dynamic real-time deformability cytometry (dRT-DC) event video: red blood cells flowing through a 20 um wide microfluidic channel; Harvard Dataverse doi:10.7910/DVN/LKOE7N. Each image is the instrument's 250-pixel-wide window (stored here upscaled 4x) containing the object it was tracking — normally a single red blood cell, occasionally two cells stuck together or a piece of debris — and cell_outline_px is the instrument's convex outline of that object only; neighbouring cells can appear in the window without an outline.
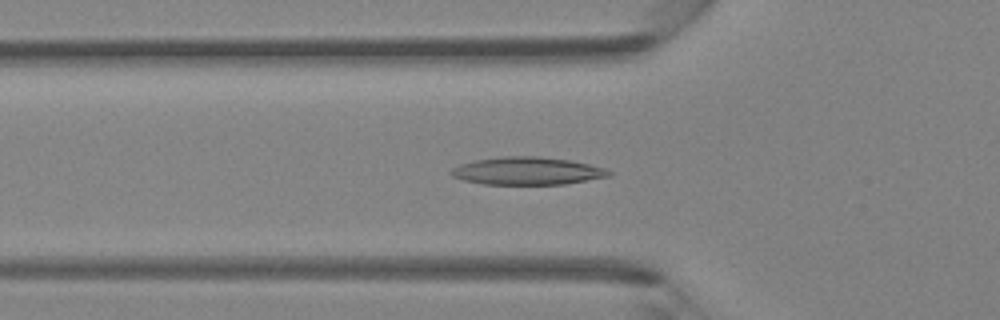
{"species": "Egyptian fruit bat (a non-hibernating species)", "species_latin": "Rousettus aegyptiacus", "temperature_condition": "room temperature", "stored_images_in_passage": 46, "segment_of_instrument_passage": [1, 2], "camera_frame_rate_fps": 3000, "um_per_image_px": 0.085, "animal": {"sex": "female"}, "frame": {"image": 1, "passage_image": 15, "time_ms": 4.667, "image_size_px": [1000, 320], "cell_outline_px": [[612, 176], [564, 184], [484, 184], [464, 180], [452, 176], [448, 172], [452, 168], [460, 164], [472, 160], [500, 156], [536, 156], [568, 160], [608, 168], [612, 172]], "centroid_in_image_um": [44.81, 14.52], "position_along_channel_um": 81.0, "area_um2": 25.61}}
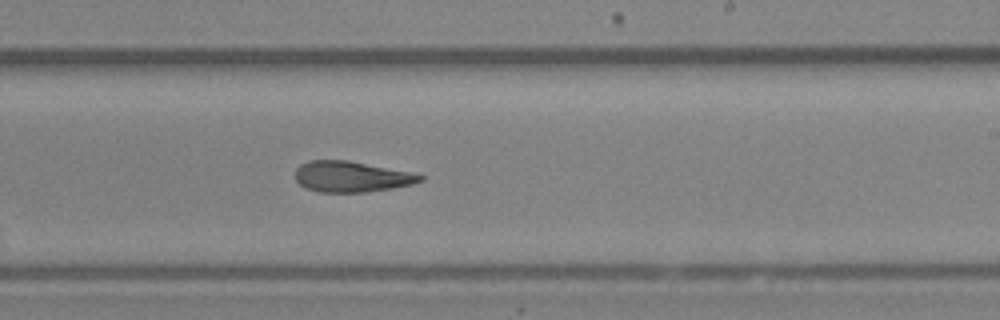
{"frame": {"image": 2, "passage_image": 27, "time_ms": 8.667, "image_size_px": [1000, 320], "cell_outline_px": [[424, 180], [412, 184], [392, 188], [364, 192], [320, 192], [308, 188], [300, 184], [296, 180], [296, 168], [300, 164], [308, 160], [348, 160], [408, 172], [424, 176]], "centroid_in_image_um": [29.84, 15.01], "position_along_channel_um": 259.2, "area_um2": 22.14}}
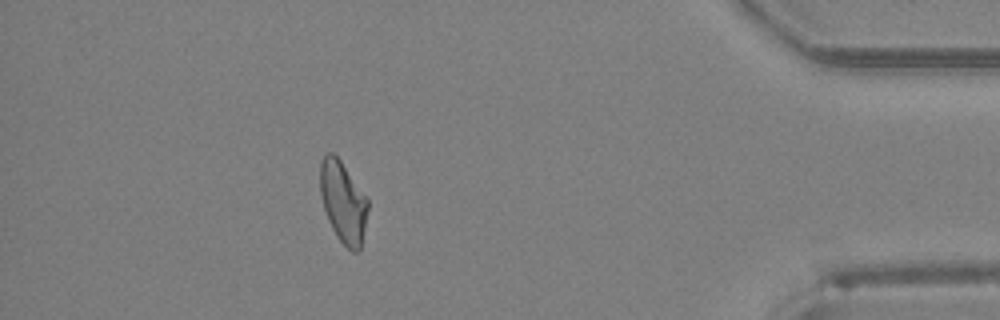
{"frame": {"image": 3, "passage_image": 40, "time_ms": 13.0, "image_size_px": [1000, 320], "cell_outline_px": [[368, 208], [360, 252], [352, 252], [336, 236], [328, 220], [320, 196], [320, 164], [324, 156], [328, 152], [332, 152], [340, 160], [368, 196]], "centroid_in_image_um": [29.17, 17.17], "position_along_channel_um": 406.0, "area_um2": 22.77}}